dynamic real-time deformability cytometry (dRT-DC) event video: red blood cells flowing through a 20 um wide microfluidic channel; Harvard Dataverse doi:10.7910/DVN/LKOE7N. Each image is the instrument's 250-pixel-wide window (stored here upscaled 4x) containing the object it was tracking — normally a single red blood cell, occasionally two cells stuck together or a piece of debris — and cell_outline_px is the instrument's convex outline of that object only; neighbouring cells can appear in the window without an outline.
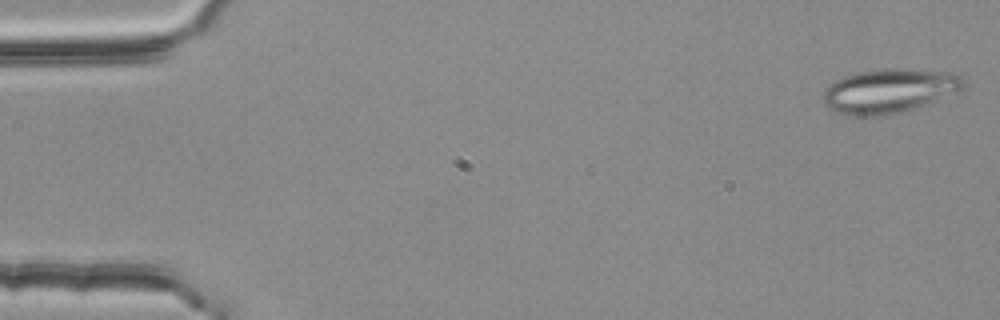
{"species": "common noctule bat (a hibernating species)", "species_latin": "Nyctalus noctula", "temperature_condition": "room temperature", "stored_images_in_passage": 55, "camera_frame_rate_fps": 3000, "um_per_image_px": 0.085, "animal": {"sex": "female", "body_mass_g": 25.1}, "frame": {"image": 1, "passage_image": 1, "time_ms": 0.0, "image_size_px": [1000, 320], "cell_outline_px": [[968, 84], [964, 88], [956, 92], [924, 104], [900, 112], [884, 116], [852, 116], [836, 112], [828, 108], [824, 104], [824, 92], [828, 84], [832, 80], [844, 76], [860, 72], [884, 68], [912, 68], [960, 72]], "centroid_in_image_um": [75.63, 7.69], "position_along_channel_um": 9.4, "area_um2": 36.76}}
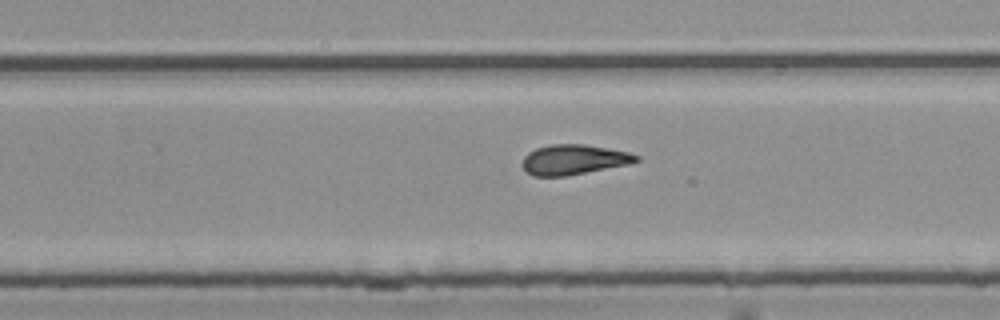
{"frame": {"image": 2, "passage_image": 34, "time_ms": 11.0, "image_size_px": [1000, 320], "cell_outline_px": [[640, 160], [628, 164], [564, 176], [532, 176], [524, 168], [524, 156], [528, 152], [536, 148], [552, 144], [584, 144], [608, 148], [628, 152], [640, 156]], "centroid_in_image_um": [48.78, 13.55], "position_along_channel_um": 281.0, "area_um2": 19.65}}
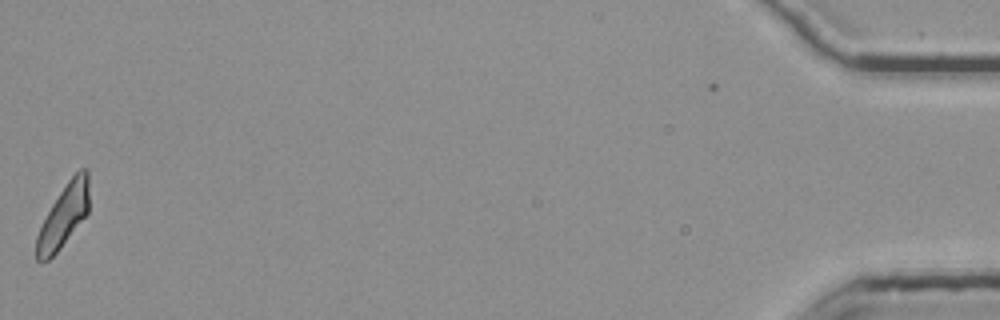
{"frame": {"image": 3, "passage_image": 54, "time_ms": 17.667, "image_size_px": [1000, 320], "cell_outline_px": [[88, 212], [60, 248], [48, 260], [36, 260], [36, 236], [52, 204], [68, 180], [80, 168], [88, 168]], "centroid_in_image_um": [5.41, 18.32], "position_along_channel_um": 429.8, "area_um2": 18.67}, "authors_computed_cell_mechanics": {"area_um2": 20.2878, "velocity_mm_per_s": 3.7464, "shape_relaxation_time_tau1_ms": null, "shape_relaxation_time_tau2_ms": 3.9072, "deformation_change_tau1": null, "deformation_change_tau2": 0.1394}}